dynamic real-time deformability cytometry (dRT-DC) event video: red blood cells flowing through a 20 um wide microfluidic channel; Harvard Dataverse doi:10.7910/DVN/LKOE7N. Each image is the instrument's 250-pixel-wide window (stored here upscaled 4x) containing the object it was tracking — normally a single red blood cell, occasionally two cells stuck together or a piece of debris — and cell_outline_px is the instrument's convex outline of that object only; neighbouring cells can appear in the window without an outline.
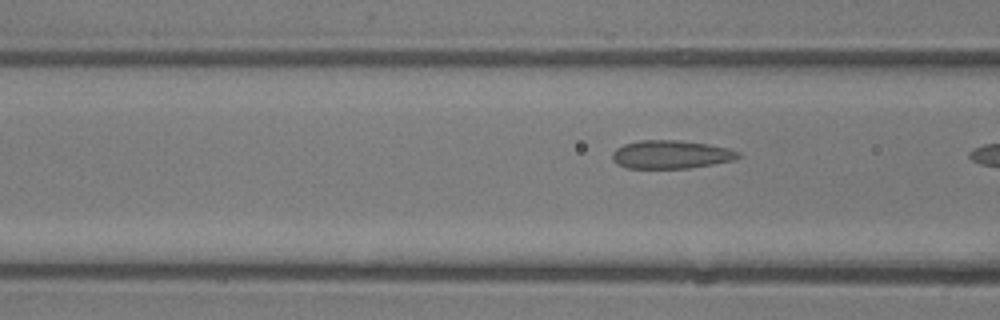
{"species": "common noctule bat (a hibernating species)", "species_latin": "Nyctalus noctula", "temperature_condition": "room temperature", "stored_images_in_passage": 6, "camera_frame_rate_fps": 3000, "um_per_image_px": 0.085, "animal": {"sex": "male", "body_mass_g": 13.3}, "frame": {"image": 1, "passage_image": 6, "time_ms": 6.0, "image_size_px": [1000, 320], "cell_outline_px": [[740, 156], [736, 160], [688, 168], [628, 168], [616, 164], [612, 160], [612, 152], [616, 148], [624, 144], [640, 140], [680, 140], [708, 144], [728, 148], [740, 152]], "centroid_in_image_um": [57.02, 13.13], "position_along_channel_um": 109.6, "area_um2": 20.87}}